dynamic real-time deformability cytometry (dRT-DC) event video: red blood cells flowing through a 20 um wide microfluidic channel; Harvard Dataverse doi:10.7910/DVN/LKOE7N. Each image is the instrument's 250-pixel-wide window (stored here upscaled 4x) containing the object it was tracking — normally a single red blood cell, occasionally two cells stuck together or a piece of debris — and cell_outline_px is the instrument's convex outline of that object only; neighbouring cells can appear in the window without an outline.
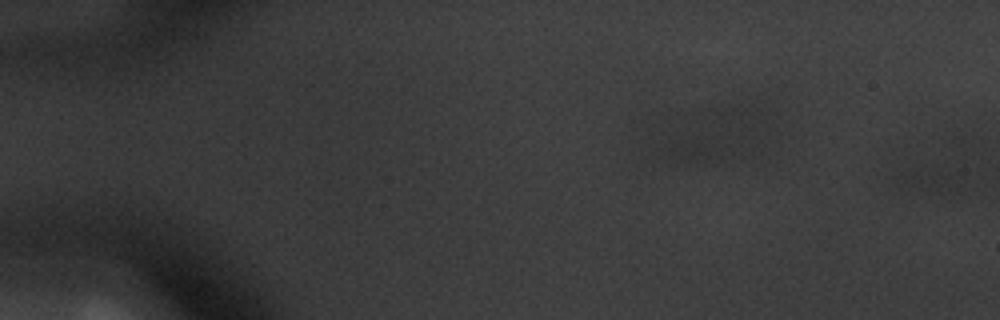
{"species": "common noctule bat (a hibernating species)", "species_latin": "Nyctalus noctula", "temperature_condition": "warm", "stored_images_in_passage": 10, "segment_of_instrument_passage": [2, 2], "camera_frame_rate_fps": 3000, "um_per_image_px": 0.085, "animal": {"sex": "male", "body_mass_g": 20.1, "forearm_length_mm": 53.5}, "frame": {"image": 1, "passage_image": 10, "time_ms": 3.0, "image_size_px": [1000, 320], "cell_outline_px": [[968, 184], [964, 192], [936, 192], [908, 188], [892, 180], [892, 176], [916, 164], [936, 164], [956, 168], [968, 180]], "centroid_in_image_um": [79.24, 15.17], "position_along_channel_um": 5.8, "area_um2": 11.73}}